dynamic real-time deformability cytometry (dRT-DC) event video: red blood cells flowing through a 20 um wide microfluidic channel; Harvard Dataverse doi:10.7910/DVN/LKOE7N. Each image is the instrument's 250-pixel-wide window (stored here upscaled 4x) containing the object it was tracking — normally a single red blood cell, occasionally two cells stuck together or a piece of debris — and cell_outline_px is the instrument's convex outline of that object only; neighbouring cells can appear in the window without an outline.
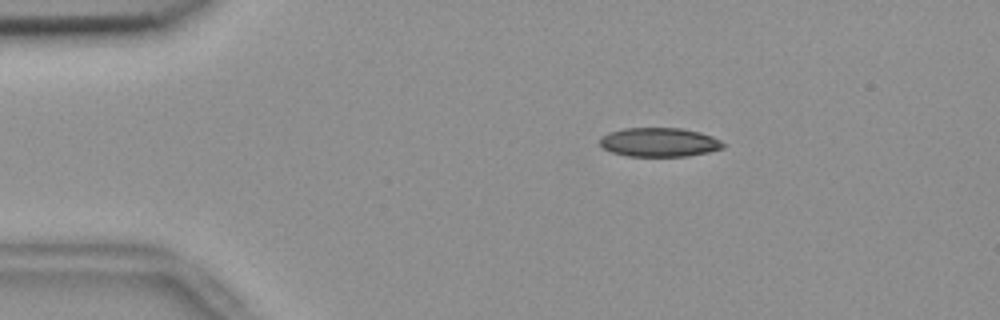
{"species": "common noctule bat (a hibernating species)", "species_latin": "Nyctalus noctula", "temperature_condition": "room temperature", "stored_images_in_passage": 55, "camera_frame_rate_fps": 3000, "um_per_image_px": 0.085, "animal": {"sex": "female", "body_mass_g": 18.4}, "frame": {"image": 1, "passage_image": 10, "time_ms": 3.0, "image_size_px": [1000, 320], "cell_outline_px": [[724, 148], [708, 152], [688, 156], [628, 156], [612, 152], [604, 148], [600, 144], [600, 136], [608, 132], [624, 128], [680, 128], [700, 132], [712, 136], [720, 140], [724, 144]], "centroid_in_image_um": [56.03, 12.08], "position_along_channel_um": 29.0, "area_um2": 20.87}}
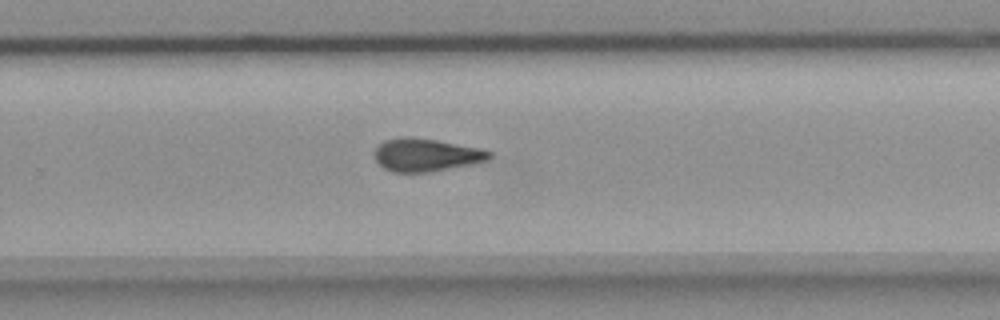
{"frame": {"image": 2, "passage_image": 36, "time_ms": 11.667, "image_size_px": [1000, 320], "cell_outline_px": [[492, 160], [476, 164], [428, 172], [392, 172], [384, 168], [376, 160], [376, 148], [384, 140], [408, 136], [412, 136], [436, 140], [480, 148], [492, 152]], "centroid_in_image_um": [36.29, 13.17], "position_along_channel_um": 293.5, "area_um2": 22.14}}
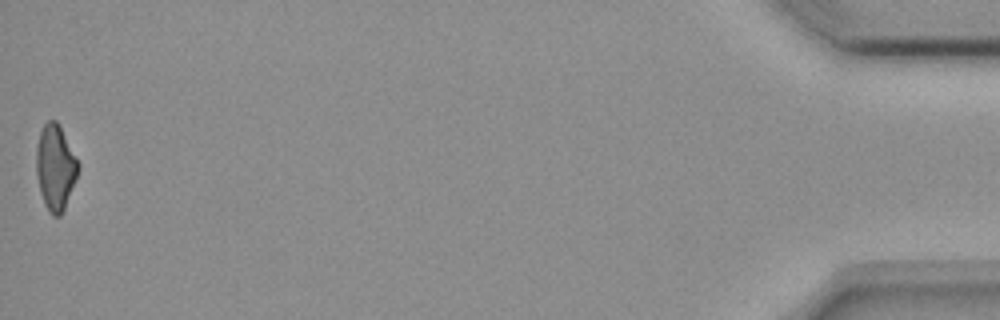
{"frame": {"image": 3, "passage_image": 55, "time_ms": 18.0, "image_size_px": [1000, 320], "cell_outline_px": [[80, 168], [64, 208], [60, 216], [52, 216], [48, 212], [44, 204], [40, 192], [36, 176], [36, 148], [40, 132], [44, 124], [48, 120], [56, 120], [80, 164]], "centroid_in_image_um": [4.69, 14.25], "position_along_channel_um": 430.5, "area_um2": 20.75}, "authors_computed_cell_mechanics": {"area_um2": 21.8484, "velocity_mm_per_s": 3.6857, "shape_relaxation_time_tau1_ms": null, "shape_relaxation_time_tau2_ms": 5.4996, "deformation_change_tau1": null, "deformation_change_tau2": 0.1302}}